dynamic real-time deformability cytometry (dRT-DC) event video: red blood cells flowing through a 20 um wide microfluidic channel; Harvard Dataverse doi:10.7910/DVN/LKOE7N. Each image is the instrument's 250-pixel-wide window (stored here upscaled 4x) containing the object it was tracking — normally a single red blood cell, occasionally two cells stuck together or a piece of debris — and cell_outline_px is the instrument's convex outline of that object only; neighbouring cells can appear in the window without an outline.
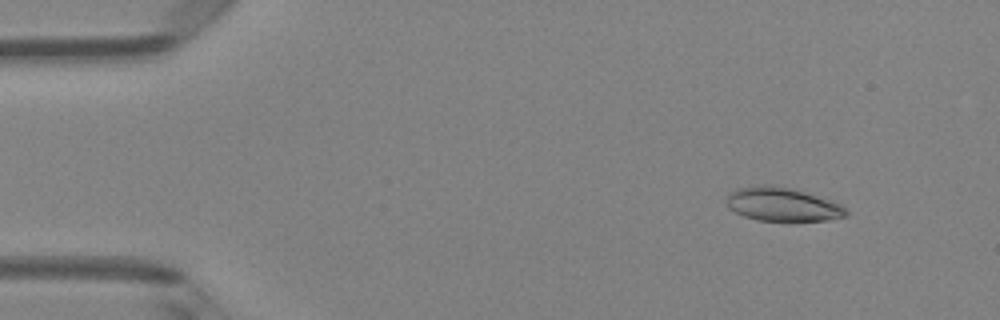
{"species": "Egyptian fruit bat (a non-hibernating species)", "species_latin": "Rousettus aegyptiacus", "temperature_condition": "room temperature", "stored_images_in_passage": 5, "camera_frame_rate_fps": 3000, "um_per_image_px": 0.085, "animal": {"sex": "female"}, "frame": {"image": 1, "passage_image": 2, "time_ms": 1.333, "image_size_px": [1000, 320], "cell_outline_px": [[848, 212], [844, 216], [828, 220], [756, 220], [744, 216], [728, 208], [724, 200], [728, 192], [736, 188], [756, 184], [768, 184], [792, 188], [832, 200], [840, 204]], "centroid_in_image_um": [66.42, 17.34], "position_along_channel_um": 18.6, "area_um2": 23.64}}